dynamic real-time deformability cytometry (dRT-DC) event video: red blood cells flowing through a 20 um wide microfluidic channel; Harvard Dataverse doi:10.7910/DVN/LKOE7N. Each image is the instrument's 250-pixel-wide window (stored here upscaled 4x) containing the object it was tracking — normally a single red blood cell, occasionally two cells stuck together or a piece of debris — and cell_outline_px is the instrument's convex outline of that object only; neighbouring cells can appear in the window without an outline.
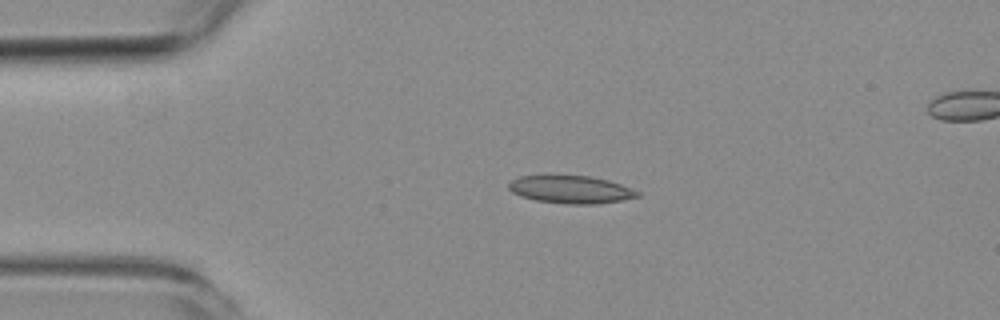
{"species": "common noctule bat (a hibernating species)", "species_latin": "Nyctalus noctula", "temperature_condition": "room temperature", "stored_images_in_passage": 5, "segment_of_instrument_passage": [1, 2], "camera_frame_rate_fps": 3000, "um_per_image_px": 0.085, "animal": {"sex": "female", "body_mass_g": 19.3, "forearm_length_mm": 54.1}, "frame": {"image": 1, "passage_image": 3, "time_ms": 2.333, "image_size_px": [1000, 320], "cell_outline_px": [[640, 196], [624, 200], [596, 204], [568, 204], [536, 200], [520, 196], [512, 192], [508, 188], [508, 184], [512, 180], [520, 176], [588, 176], [608, 180], [632, 188], [640, 192]], "centroid_in_image_um": [48.55, 16.12], "position_along_channel_um": 36.5, "area_um2": 20.69}}